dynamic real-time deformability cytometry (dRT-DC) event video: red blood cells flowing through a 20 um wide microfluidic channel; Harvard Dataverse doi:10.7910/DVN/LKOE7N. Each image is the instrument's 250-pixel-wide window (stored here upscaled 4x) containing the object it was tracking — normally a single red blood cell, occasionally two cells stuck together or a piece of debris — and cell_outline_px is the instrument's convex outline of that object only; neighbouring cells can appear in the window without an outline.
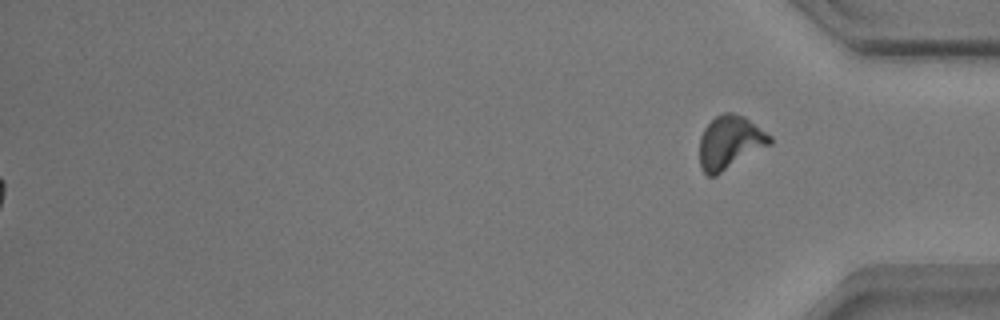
{"species": "common noctule bat (a hibernating species)", "species_latin": "Nyctalus noctula", "temperature_condition": "warm", "stored_images_in_passage": 59, "segment_of_instrument_passage": [2, 2], "camera_frame_rate_fps": 3000, "um_per_image_px": 0.085, "animal": {"sex": "male", "body_mass_g": 17.9}, "frame": {"image": 1, "passage_image": 59, "time_ms": 19.333, "image_size_px": [1000, 320], "cell_outline_px": [[772, 144], [716, 176], [708, 176], [700, 168], [700, 136], [704, 128], [716, 116], [724, 112], [732, 112], [744, 116], [772, 136]], "centroid_in_image_um": [62.05, 12.11], "position_along_channel_um": 373.1, "area_um2": 22.02}}